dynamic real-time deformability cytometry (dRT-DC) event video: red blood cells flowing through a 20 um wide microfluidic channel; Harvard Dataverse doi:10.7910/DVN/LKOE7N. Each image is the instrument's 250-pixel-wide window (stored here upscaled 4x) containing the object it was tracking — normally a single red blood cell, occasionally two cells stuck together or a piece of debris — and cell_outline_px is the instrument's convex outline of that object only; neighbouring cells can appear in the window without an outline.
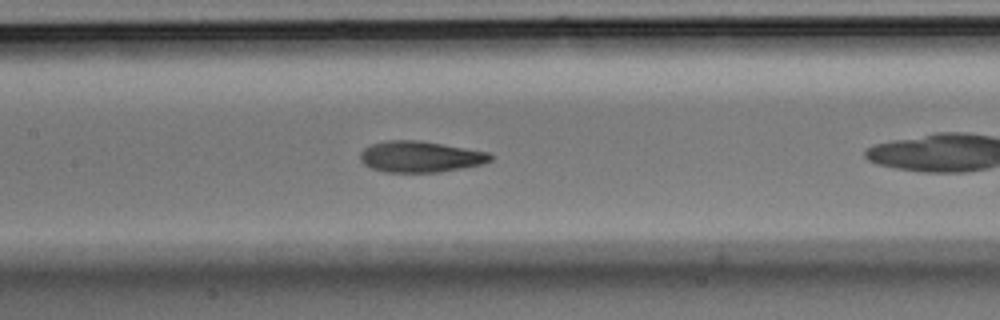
{"species": "Egyptian fruit bat (a non-hibernating species)", "species_latin": "Rousettus aegyptiacus", "temperature_condition": "room temperature", "stored_images_in_passage": 36, "camera_frame_rate_fps": 3000, "um_per_image_px": 0.085, "animal": {"sex": "male"}, "frame": {"image": 1, "passage_image": 11, "time_ms": 3.333, "image_size_px": [1000, 320], "cell_outline_px": [[492, 160], [484, 164], [464, 168], [440, 172], [384, 172], [372, 168], [364, 164], [360, 160], [360, 152], [364, 148], [372, 144], [388, 140], [420, 140], [492, 152]], "centroid_in_image_um": [35.77, 13.32], "position_along_channel_um": 171.6, "area_um2": 23.93}}
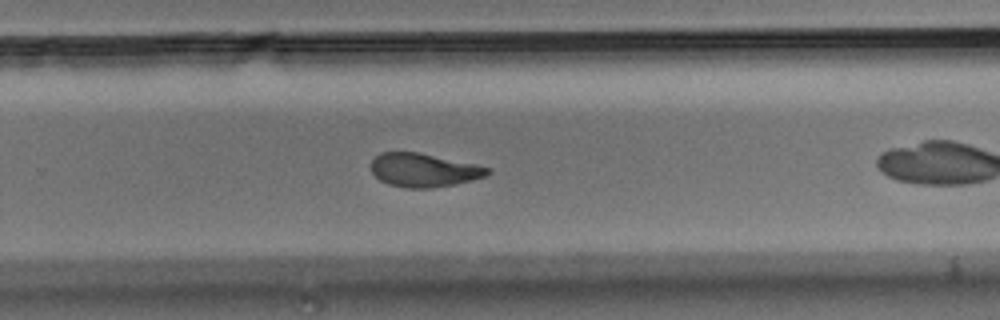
{"frame": {"image": 2, "passage_image": 21, "time_ms": 6.667, "image_size_px": [1000, 320], "cell_outline_px": [[492, 172], [488, 176], [456, 184], [432, 188], [408, 188], [388, 184], [380, 180], [372, 172], [372, 160], [380, 152], [420, 152], [476, 164], [492, 168]], "centroid_in_image_um": [36.08, 14.46], "position_along_channel_um": 293.7, "area_um2": 23.0}, "authors_computed_cell_mechanics": {"area_um2": 23.409, "velocity_mm_per_s": 3.6756, "shape_relaxation_time_tau1_ms": 2.5444, "shape_relaxation_time_tau2_ms": 0.7689, "deformation_change_tau1": 0.1398, "deformation_change_tau2": 0.0844}}